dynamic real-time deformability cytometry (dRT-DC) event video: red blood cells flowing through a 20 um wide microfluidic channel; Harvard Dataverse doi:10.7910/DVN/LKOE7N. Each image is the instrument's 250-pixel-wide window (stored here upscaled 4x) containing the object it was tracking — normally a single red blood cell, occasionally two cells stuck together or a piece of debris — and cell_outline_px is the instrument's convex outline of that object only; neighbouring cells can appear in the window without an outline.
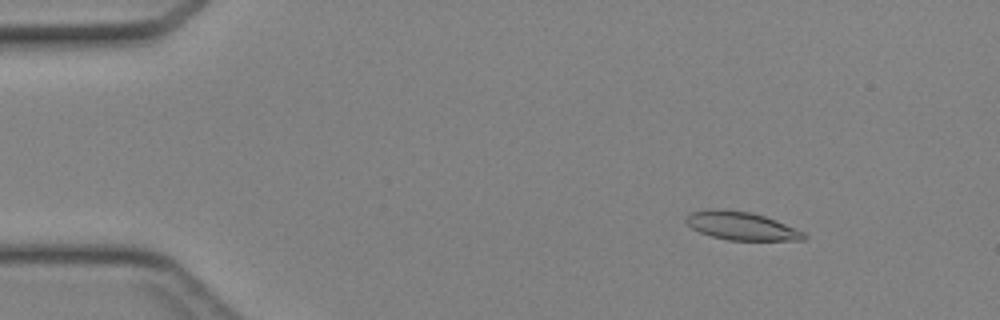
{"species": "Egyptian fruit bat (a non-hibernating species)", "species_latin": "Rousettus aegyptiacus", "temperature_condition": "cold", "stored_images_in_passage": 43, "camera_frame_rate_fps": 3000, "um_per_image_px": 0.085, "animal": {"sex": "female"}, "frame": {"image": 1, "passage_image": 4, "time_ms": 1.0, "image_size_px": [1000, 320], "cell_outline_px": [[808, 236], [804, 240], [728, 240], [712, 236], [700, 232], [692, 228], [684, 220], [684, 216], [692, 212], [716, 208], [748, 212], [764, 216], [776, 220], [804, 232]], "centroid_in_image_um": [63.0, 19.2], "position_along_channel_um": 22.0, "area_um2": 19.25}}
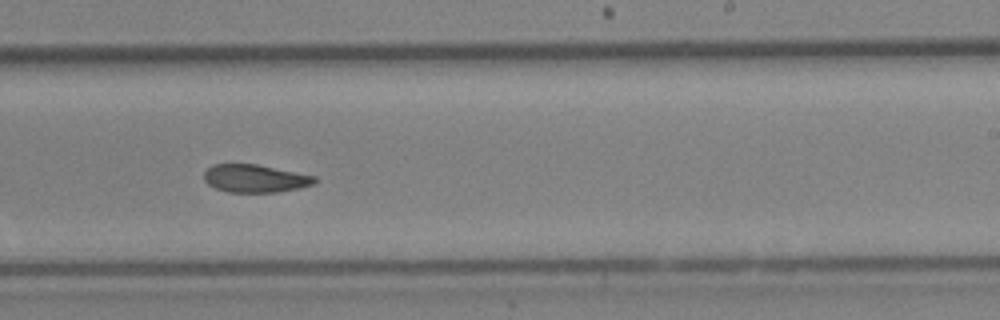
{"frame": {"image": 2, "passage_image": 26, "time_ms": 8.333, "image_size_px": [1000, 320], "cell_outline_px": [[316, 180], [312, 184], [280, 192], [228, 192], [216, 188], [208, 184], [204, 180], [204, 172], [212, 164], [256, 164], [316, 176]], "centroid_in_image_um": [21.64, 15.16], "position_along_channel_um": 267.4, "area_um2": 17.8}}
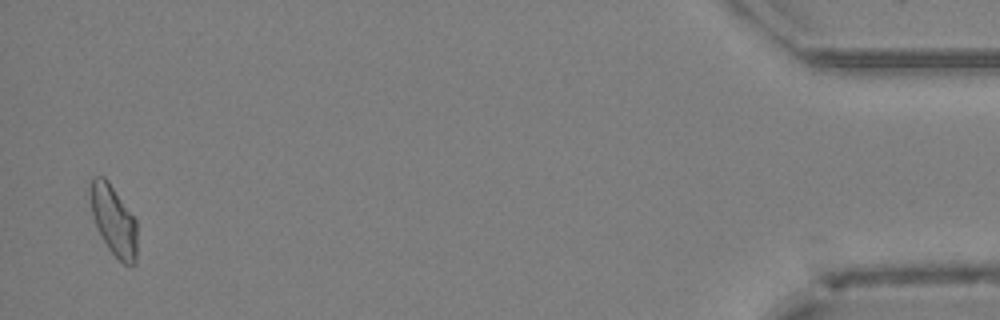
{"frame": {"image": 3, "passage_image": 42, "time_ms": 13.667, "image_size_px": [1000, 320], "cell_outline_px": [[136, 264], [132, 268], [124, 264], [108, 248], [96, 224], [92, 212], [88, 188], [92, 176], [104, 176], [108, 180], [136, 220]], "centroid_in_image_um": [9.65, 18.72], "position_along_channel_um": 425.5, "area_um2": 19.07}}